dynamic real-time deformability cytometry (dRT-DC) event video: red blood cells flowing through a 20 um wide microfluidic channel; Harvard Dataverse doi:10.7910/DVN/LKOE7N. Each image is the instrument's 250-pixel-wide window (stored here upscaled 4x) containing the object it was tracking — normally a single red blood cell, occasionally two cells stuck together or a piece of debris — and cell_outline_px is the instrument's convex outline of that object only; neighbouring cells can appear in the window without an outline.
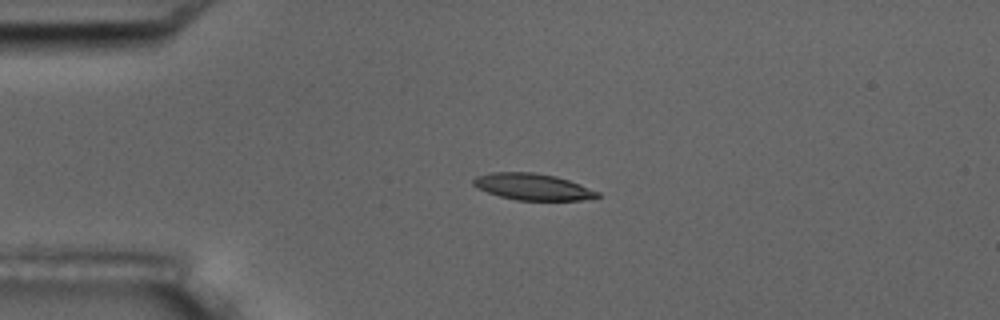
{"species": "common noctule bat (a hibernating species)", "species_latin": "Nyctalus noctula", "temperature_condition": "room temperature", "stored_images_in_passage": 5, "camera_frame_rate_fps": 3000, "um_per_image_px": 0.085, "animal": {"sex": "male", "body_mass_g": 17.5, "forearm_length_mm": 52.3}, "frame": {"image": 1, "passage_image": 3, "time_ms": 2.333, "image_size_px": [1000, 320], "cell_outline_px": [[600, 196], [580, 200], [516, 200], [500, 196], [476, 188], [472, 184], [472, 180], [476, 176], [488, 172], [532, 172], [556, 176], [580, 184], [600, 192]], "centroid_in_image_um": [45.24, 15.87], "position_along_channel_um": 39.8, "area_um2": 19.19}}